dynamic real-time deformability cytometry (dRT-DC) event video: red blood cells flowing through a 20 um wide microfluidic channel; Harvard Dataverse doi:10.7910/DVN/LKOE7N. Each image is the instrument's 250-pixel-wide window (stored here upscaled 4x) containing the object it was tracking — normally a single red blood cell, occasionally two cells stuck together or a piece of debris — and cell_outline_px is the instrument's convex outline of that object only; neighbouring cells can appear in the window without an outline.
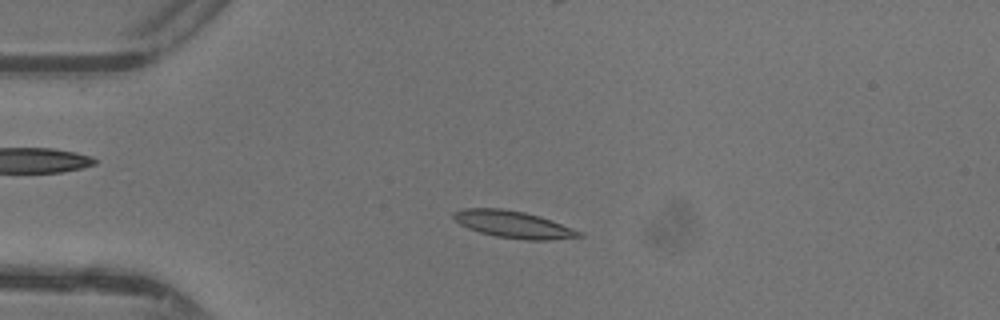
{"species": "common noctule bat (a hibernating species)", "species_latin": "Nyctalus noctula", "temperature_condition": "warm", "stored_images_in_passage": 47, "camera_frame_rate_fps": 3000, "um_per_image_px": 0.085, "animal": {"sex": "female"}, "frame": {"image": 1, "passage_image": 11, "time_ms": 3.333, "image_size_px": [1000, 320], "cell_outline_px": [[584, 236], [548, 240], [524, 240], [496, 236], [480, 232], [468, 228], [460, 224], [452, 216], [452, 212], [464, 208], [500, 208], [524, 212], [540, 216], [584, 232]], "centroid_in_image_um": [43.65, 19.07], "position_along_channel_um": 41.4, "area_um2": 19.77}}
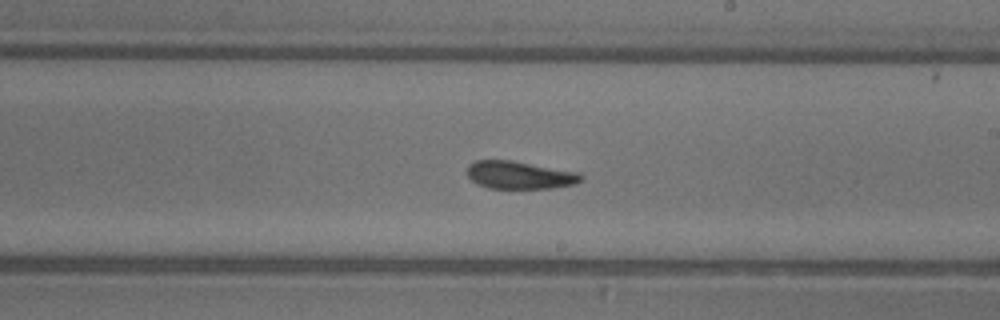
{"frame": {"image": 2, "passage_image": 27, "time_ms": 8.667, "image_size_px": [1000, 320], "cell_outline_px": [[584, 176], [576, 184], [552, 188], [488, 188], [476, 184], [468, 176], [468, 164], [476, 160], [508, 160], [580, 172]], "centroid_in_image_um": [44.17, 14.88], "position_along_channel_um": 244.8, "area_um2": 18.38}}
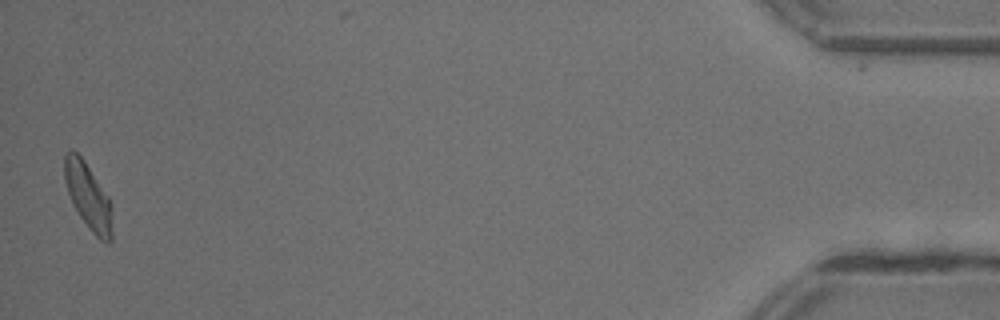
{"frame": {"image": 3, "passage_image": 46, "time_ms": 15.0, "image_size_px": [1000, 320], "cell_outline_px": [[112, 240], [108, 244], [100, 240], [88, 228], [72, 204], [64, 180], [64, 156], [72, 148], [84, 160], [108, 196], [112, 232]], "centroid_in_image_um": [7.46, 16.69], "position_along_channel_um": 427.7, "area_um2": 18.15}, "authors_computed_cell_mechanics": {"area_um2": 18.7272, "velocity_mm_per_s": 4.3829, "shape_relaxation_time_tau1_ms": 3.6797, "shape_relaxation_time_tau2_ms": 3.5442, "deformation_change_tau1": 0.1382, "deformation_change_tau2": 0.1238}}